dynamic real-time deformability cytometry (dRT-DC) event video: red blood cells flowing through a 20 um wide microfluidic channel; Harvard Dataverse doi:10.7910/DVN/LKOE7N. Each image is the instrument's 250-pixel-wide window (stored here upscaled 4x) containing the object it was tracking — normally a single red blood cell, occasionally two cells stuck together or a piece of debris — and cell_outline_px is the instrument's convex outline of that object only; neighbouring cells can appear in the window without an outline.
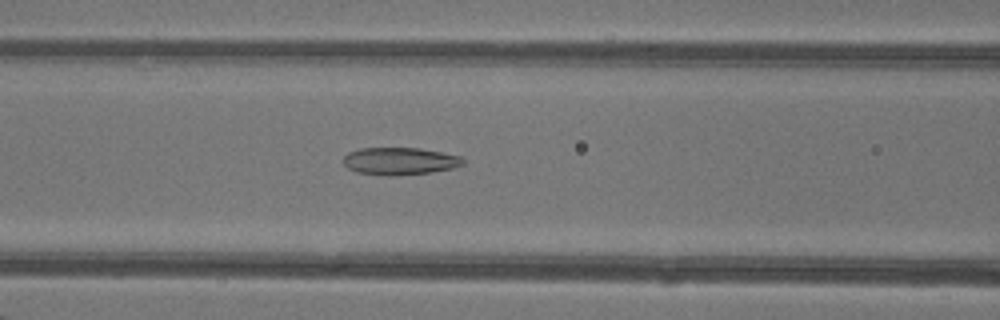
{"species": "common noctule bat (a hibernating species)", "species_latin": "Nyctalus noctula", "temperature_condition": "warm", "stored_images_in_passage": 49, "camera_frame_rate_fps": 3000, "um_per_image_px": 0.085, "animal": {"sex": "female"}, "frame": {"image": 1, "passage_image": 21, "time_ms": 6.667, "image_size_px": [1000, 320], "cell_outline_px": [[464, 164], [452, 168], [432, 172], [388, 176], [356, 172], [348, 168], [344, 164], [344, 156], [348, 152], [360, 148], [420, 148], [460, 156], [464, 160]], "centroid_in_image_um": [33.96, 13.69], "position_along_channel_um": 132.6, "area_um2": 19.02}}
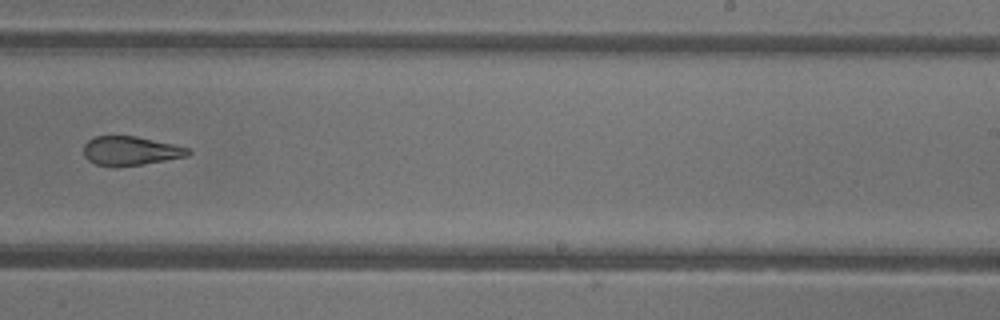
{"frame": {"image": 2, "passage_image": 31, "time_ms": 10.0, "image_size_px": [1000, 320], "cell_outline_px": [[192, 152], [188, 156], [140, 164], [96, 164], [88, 160], [84, 156], [84, 144], [88, 140], [96, 136], [136, 136], [172, 144], [188, 148]], "centroid_in_image_um": [11.1, 12.78], "position_along_channel_um": 277.9, "area_um2": 16.99}}
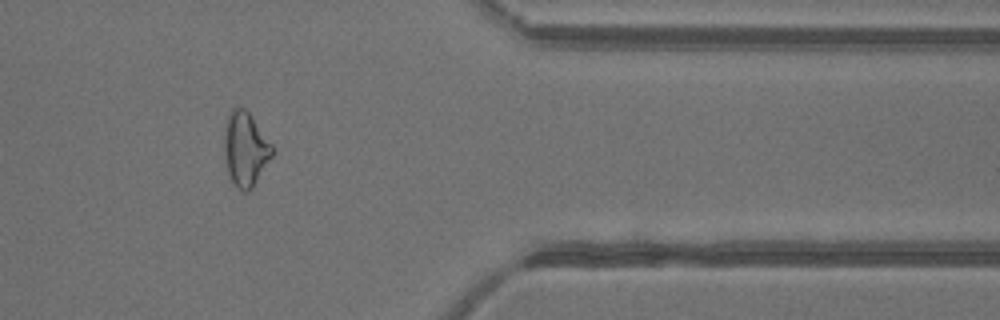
{"frame": {"image": 3, "passage_image": 40, "time_ms": 13.0, "image_size_px": [1000, 320], "cell_outline_px": [[272, 156], [252, 188], [248, 192], [244, 192], [236, 188], [232, 184], [228, 172], [224, 152], [224, 128], [228, 112], [232, 108], [244, 108], [248, 112], [272, 144]], "centroid_in_image_um": [20.83, 12.68], "position_along_channel_um": 390.6, "area_um2": 20.69}, "authors_computed_cell_mechanics": {"area_um2": 21.3282, "velocity_mm_per_s": 4.3657, "shape_relaxation_time_tau1_ms": 7.041, "shape_relaxation_time_tau2_ms": 2.2234, "deformation_change_tau1": 0.1791, "deformation_change_tau2": 0.1116}}